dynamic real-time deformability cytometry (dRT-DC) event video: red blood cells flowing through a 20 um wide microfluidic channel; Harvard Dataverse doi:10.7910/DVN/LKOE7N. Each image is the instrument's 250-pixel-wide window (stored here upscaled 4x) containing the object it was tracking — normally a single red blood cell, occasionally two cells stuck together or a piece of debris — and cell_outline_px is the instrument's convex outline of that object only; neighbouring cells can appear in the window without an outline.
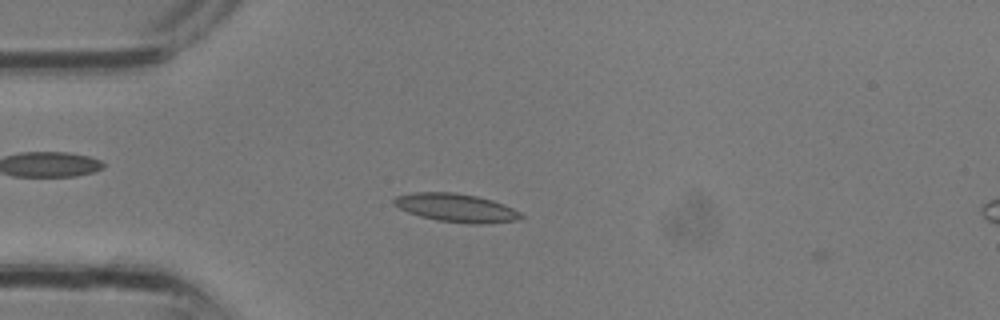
{"species": "common noctule bat (a hibernating species)", "species_latin": "Nyctalus noctula", "temperature_condition": "room temperature", "stored_images_in_passage": 2, "camera_frame_rate_fps": 3000, "um_per_image_px": 0.085, "animal": {"sex": "male", "body_mass_g": 13.3}, "frame": {"image": 1, "passage_image": 1, "time_ms": 0.0, "image_size_px": [1000, 320], "cell_outline_px": [[524, 216], [516, 220], [484, 224], [468, 224], [436, 220], [420, 216], [408, 212], [392, 204], [392, 200], [396, 196], [412, 192], [456, 192], [476, 196], [492, 200], [504, 204], [520, 212]], "centroid_in_image_um": [38.75, 17.66], "position_along_channel_um": 46.2, "area_um2": 21.1}}